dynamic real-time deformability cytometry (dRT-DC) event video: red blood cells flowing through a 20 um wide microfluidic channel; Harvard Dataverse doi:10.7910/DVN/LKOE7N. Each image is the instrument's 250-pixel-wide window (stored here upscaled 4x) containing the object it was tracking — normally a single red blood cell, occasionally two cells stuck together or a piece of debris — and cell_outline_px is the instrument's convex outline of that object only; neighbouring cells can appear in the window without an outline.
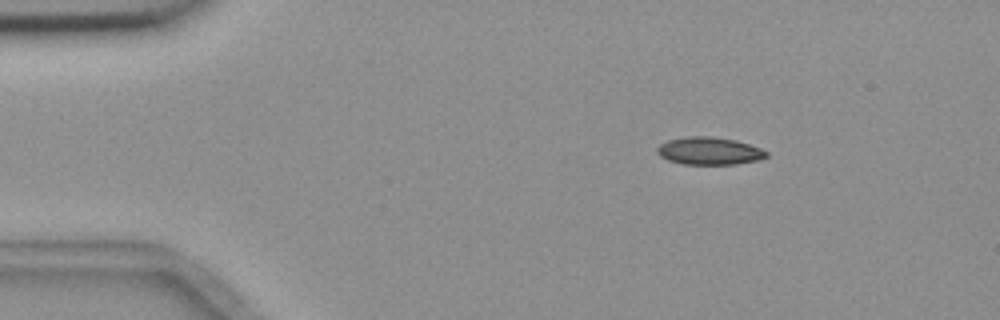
{"species": "common noctule bat (a hibernating species)", "species_latin": "Nyctalus noctula", "temperature_condition": "room temperature", "stored_images_in_passage": 9, "camera_frame_rate_fps": 3000, "um_per_image_px": 0.085, "animal": {"sex": "female", "body_mass_g": 18.4}, "frame": {"image": 1, "passage_image": 1, "time_ms": 0.0, "image_size_px": [1000, 320], "cell_outline_px": [[768, 156], [760, 160], [736, 164], [680, 164], [668, 160], [660, 156], [656, 152], [656, 148], [660, 144], [668, 140], [684, 136], [712, 136], [736, 140], [760, 148], [768, 152]], "centroid_in_image_um": [60.27, 12.83], "position_along_channel_um": 24.7, "area_um2": 17.74}}
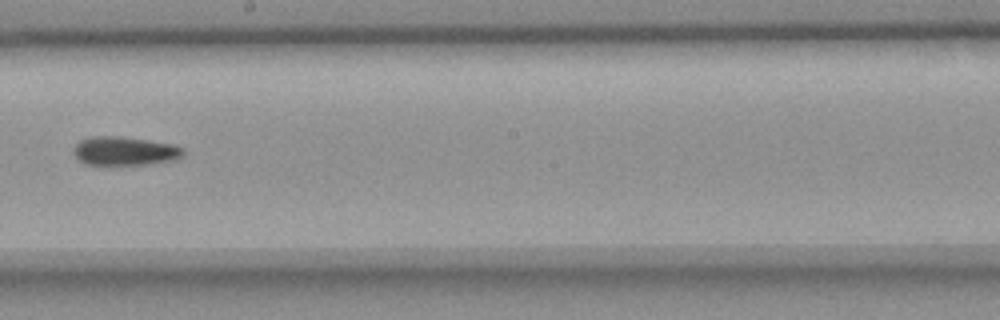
{"frame": {"image": 2, "passage_image": 7, "time_ms": 7.667, "image_size_px": [1000, 320], "cell_outline_px": [[184, 152], [176, 160], [148, 164], [100, 168], [84, 164], [72, 152], [72, 148], [80, 140], [96, 136], [116, 136], [148, 140], [172, 144], [184, 148]], "centroid_in_image_um": [10.54, 12.89], "position_along_channel_um": 237.7, "area_um2": 19.13}}
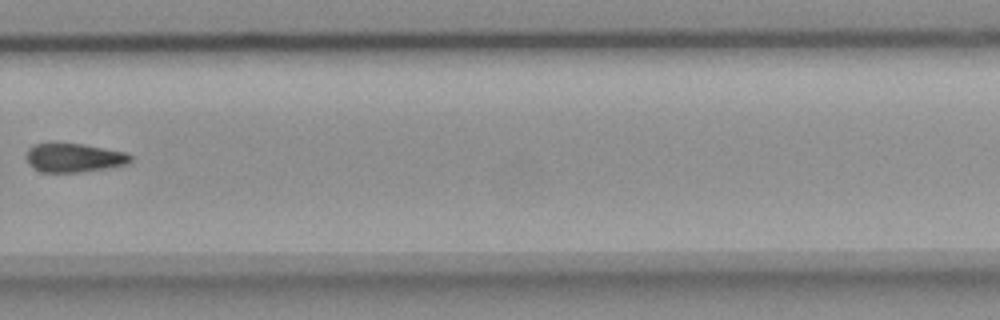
{"frame": {"image": 3, "passage_image": 9, "time_ms": 10.0, "image_size_px": [1000, 320], "cell_outline_px": [[132, 160], [124, 164], [104, 168], [80, 172], [44, 172], [28, 164], [28, 148], [36, 144], [80, 144], [128, 152], [132, 156]], "centroid_in_image_um": [6.32, 13.41], "position_along_channel_um": 323.5, "area_um2": 16.99}}